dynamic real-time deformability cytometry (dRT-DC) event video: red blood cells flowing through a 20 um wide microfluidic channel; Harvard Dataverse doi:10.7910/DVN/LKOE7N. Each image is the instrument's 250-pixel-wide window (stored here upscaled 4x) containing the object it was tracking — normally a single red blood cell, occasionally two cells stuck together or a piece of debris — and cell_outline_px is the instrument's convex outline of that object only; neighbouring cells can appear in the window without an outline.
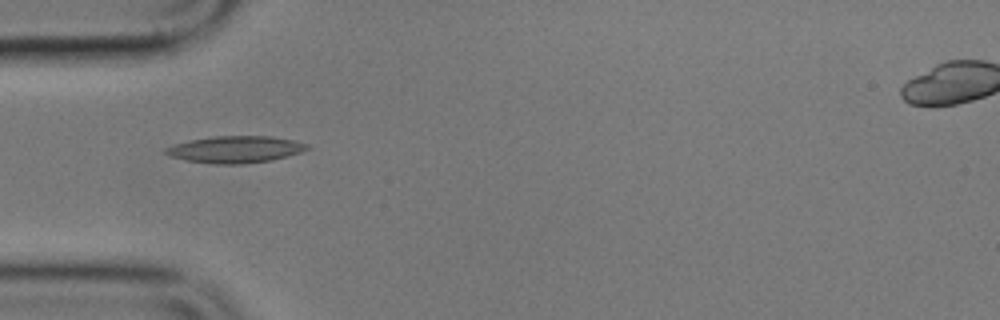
{"species": "common noctule bat (a hibernating species)", "species_latin": "Nyctalus noctula", "temperature_condition": "cold", "stored_images_in_passage": 11, "camera_frame_rate_fps": 3000, "um_per_image_px": 0.085, "animal": {"sex": "male", "body_mass_g": 17.9}, "frame": {"image": 1, "passage_image": 5, "time_ms": 5.333, "image_size_px": [1000, 320], "cell_outline_px": [[312, 148], [300, 152], [272, 160], [244, 164], [216, 164], [184, 160], [172, 156], [164, 152], [164, 148], [176, 144], [192, 140], [216, 136], [272, 136], [292, 140], [308, 144]], "centroid_in_image_um": [20.04, 12.7], "position_along_channel_um": 65.0, "area_um2": 21.96}}
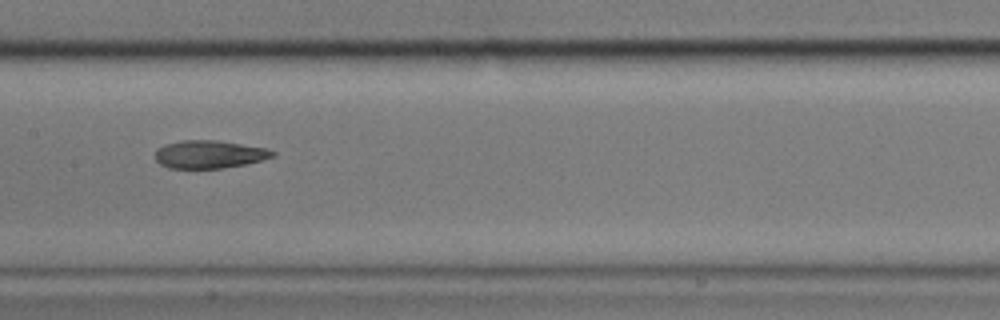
{"frame": {"image": 2, "passage_image": 8, "time_ms": 9.0, "image_size_px": [1000, 320], "cell_outline_px": [[276, 156], [264, 160], [244, 164], [220, 168], [168, 168], [160, 164], [156, 160], [156, 148], [164, 144], [184, 140], [216, 140], [268, 148], [276, 152]], "centroid_in_image_um": [17.81, 13.11], "position_along_channel_um": 189.6, "area_um2": 19.19}}
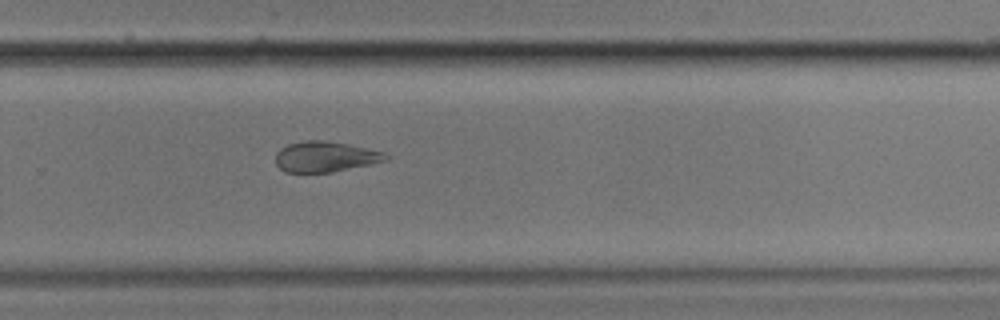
{"frame": {"image": 3, "passage_image": 11, "time_ms": 12.333, "image_size_px": [1000, 320], "cell_outline_px": [[388, 160], [372, 164], [332, 172], [284, 172], [276, 164], [276, 152], [280, 148], [288, 144], [308, 140], [324, 140], [348, 144], [384, 152], [388, 156]], "centroid_in_image_um": [27.64, 13.32], "position_along_channel_um": 302.2, "area_um2": 19.59}}